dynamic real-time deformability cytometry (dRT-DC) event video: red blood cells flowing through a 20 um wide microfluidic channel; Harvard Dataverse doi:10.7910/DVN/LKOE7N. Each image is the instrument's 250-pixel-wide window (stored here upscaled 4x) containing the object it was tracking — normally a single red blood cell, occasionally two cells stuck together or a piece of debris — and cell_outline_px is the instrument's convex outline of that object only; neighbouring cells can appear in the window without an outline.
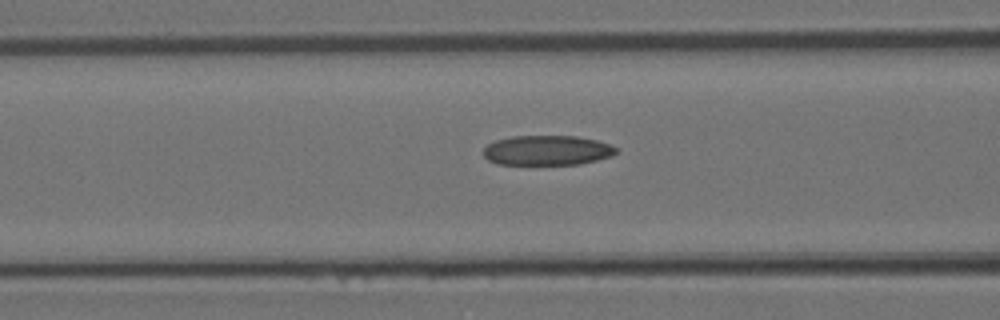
{"species": "Egyptian fruit bat (a non-hibernating species)", "species_latin": "Rousettus aegyptiacus", "temperature_condition": "room temperature", "stored_images_in_passage": 30, "camera_frame_rate_fps": 3000, "um_per_image_px": 0.085, "animal": {"sex": "female"}, "frame": {"image": 1, "passage_image": 13, "time_ms": 4.0, "image_size_px": [1000, 320], "cell_outline_px": [[620, 152], [612, 156], [580, 164], [496, 164], [488, 160], [484, 156], [484, 148], [488, 144], [496, 140], [512, 136], [576, 136], [596, 140], [608, 144], [616, 148]], "centroid_in_image_um": [46.51, 12.78], "position_along_channel_um": 120.1, "area_um2": 23.06}}
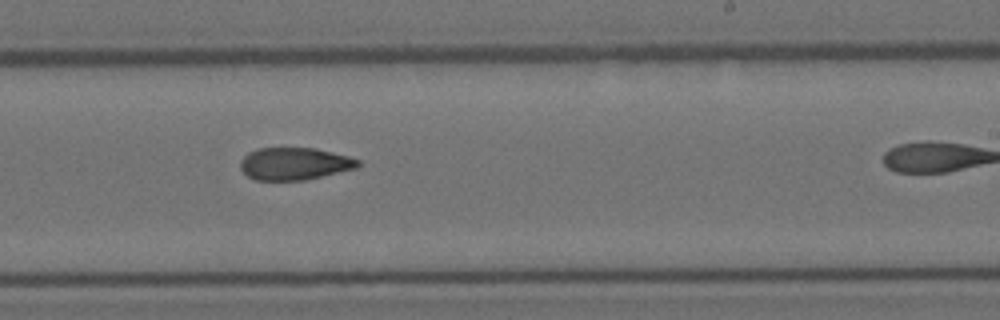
{"frame": {"image": 2, "passage_image": 22, "time_ms": 7.0, "image_size_px": [1000, 320], "cell_outline_px": [[360, 164], [356, 168], [304, 180], [256, 180], [248, 176], [240, 168], [240, 160], [248, 152], [256, 148], [316, 148], [348, 156], [360, 160]], "centroid_in_image_um": [25.01, 13.91], "position_along_channel_um": 264.0, "area_um2": 22.14}}
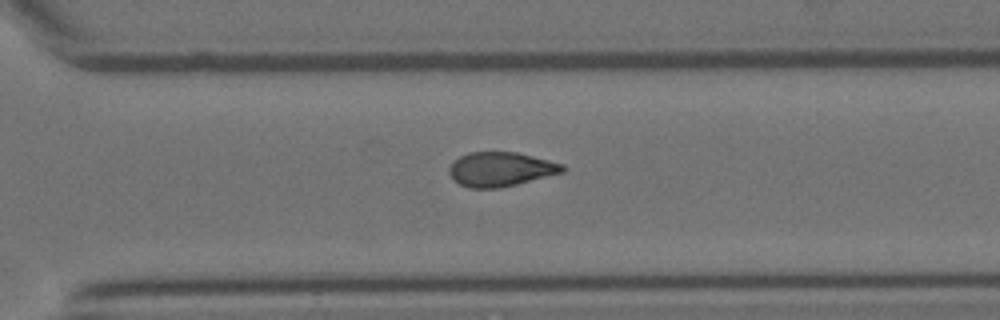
{"frame": {"image": 3, "passage_image": 26, "time_ms": 8.333, "image_size_px": [1000, 320], "cell_outline_px": [[568, 168], [564, 172], [500, 188], [468, 188], [452, 180], [448, 172], [448, 168], [460, 156], [468, 152], [516, 152], [564, 164]], "centroid_in_image_um": [42.55, 14.39], "position_along_channel_um": 328.1, "area_um2": 22.72}}